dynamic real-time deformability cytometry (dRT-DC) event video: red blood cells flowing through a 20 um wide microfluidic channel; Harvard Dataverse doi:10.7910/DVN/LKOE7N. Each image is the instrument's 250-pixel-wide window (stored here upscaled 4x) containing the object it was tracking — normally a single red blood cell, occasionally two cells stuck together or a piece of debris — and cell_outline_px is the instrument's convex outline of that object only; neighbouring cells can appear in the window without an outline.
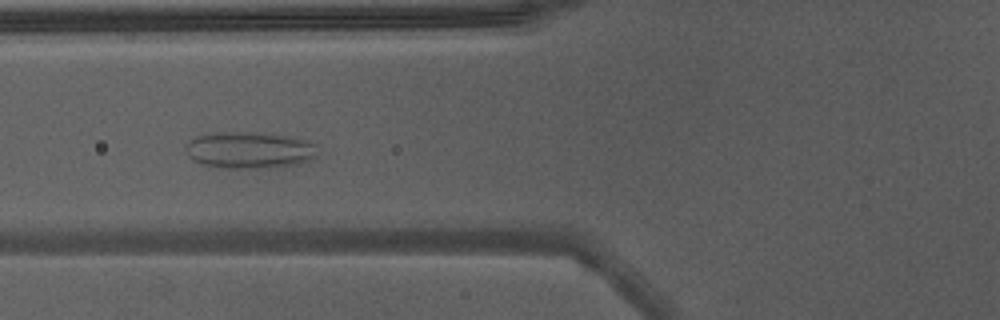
{"species": "Egyptian fruit bat (a non-hibernating species)", "species_latin": "Rousettus aegyptiacus", "temperature_condition": "warm", "stored_images_in_passage": 50, "camera_frame_rate_fps": 3000, "um_per_image_px": 0.085, "animal": {"sex": "male"}, "frame": {"image": 1, "passage_image": 22, "time_ms": 7.0, "image_size_px": [1000, 320], "cell_outline_px": [[316, 156], [312, 160], [296, 164], [276, 168], [220, 168], [204, 164], [192, 160], [184, 152], [184, 144], [196, 136], [216, 132], [252, 132], [284, 136], [308, 140], [316, 144]], "centroid_in_image_um": [21.17, 12.77], "position_along_channel_um": 104.6, "area_um2": 28.55}}
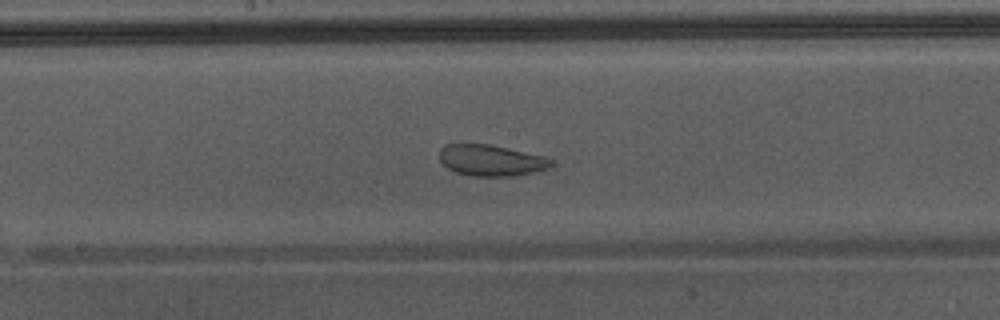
{"frame": {"image": 2, "passage_image": 29, "time_ms": 9.333, "image_size_px": [1000, 320], "cell_outline_px": [[552, 164], [548, 168], [536, 172], [516, 176], [472, 176], [456, 172], [448, 168], [440, 160], [440, 148], [444, 144], [488, 144], [548, 156], [552, 160]], "centroid_in_image_um": [41.78, 13.63], "position_along_channel_um": 206.4, "area_um2": 20.46}}